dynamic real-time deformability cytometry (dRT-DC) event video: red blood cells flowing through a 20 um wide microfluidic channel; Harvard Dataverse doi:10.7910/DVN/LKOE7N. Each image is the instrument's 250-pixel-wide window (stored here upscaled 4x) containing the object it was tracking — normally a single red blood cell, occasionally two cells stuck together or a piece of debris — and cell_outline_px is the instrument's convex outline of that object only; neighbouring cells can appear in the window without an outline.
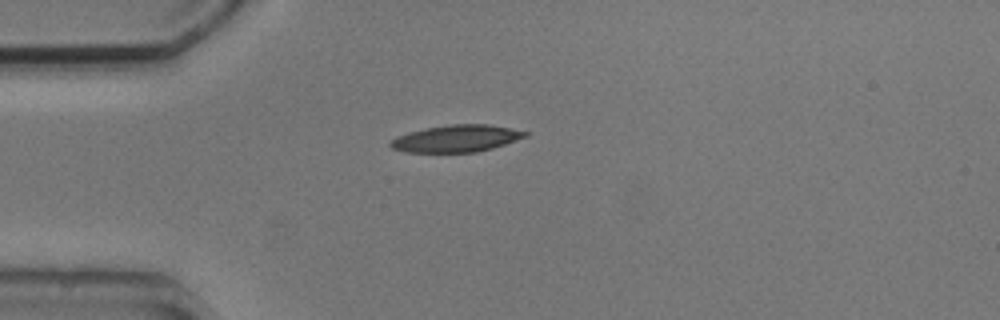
{"species": "common noctule bat (a hibernating species)", "species_latin": "Nyctalus noctula", "temperature_condition": "cold", "stored_images_in_passage": 5, "camera_frame_rate_fps": 3000, "um_per_image_px": 0.085, "animal": {"sex": "male", "body_mass_g": 20.5, "forearm_length_mm": 52.5}, "frame": {"image": 1, "passage_image": 1, "time_ms": 0.0, "image_size_px": [1000, 320], "cell_outline_px": [[528, 136], [492, 148], [476, 152], [404, 152], [392, 148], [388, 144], [396, 136], [408, 132], [424, 128], [448, 124], [488, 124], [528, 132]], "centroid_in_image_um": [38.75, 11.77], "position_along_channel_um": 46.3, "area_um2": 21.15}}